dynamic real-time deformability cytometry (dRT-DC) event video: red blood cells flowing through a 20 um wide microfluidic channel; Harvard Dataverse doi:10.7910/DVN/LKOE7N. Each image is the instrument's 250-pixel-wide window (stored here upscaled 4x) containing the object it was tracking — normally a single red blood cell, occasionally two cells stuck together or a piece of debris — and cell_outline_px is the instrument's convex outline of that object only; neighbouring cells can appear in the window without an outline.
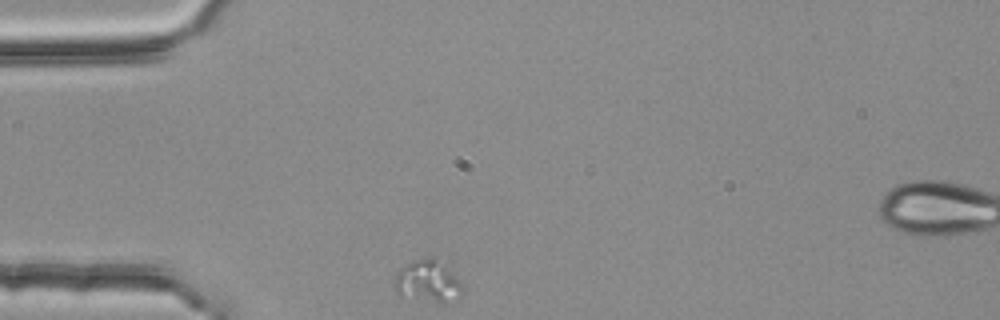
{"species": "common noctule bat (a hibernating species)", "species_latin": "Nyctalus noctula", "temperature_condition": "room temperature", "stored_images_in_passage": 2, "segment_of_instrument_passage": [1, 2], "camera_frame_rate_fps": 3000, "um_per_image_px": 0.085, "animal": {"sex": "female", "body_mass_g": 25.1}, "frame": {"image": 1, "passage_image": 1, "time_ms": 0.0, "image_size_px": [1000, 320], "cell_outline_px": [[464, 292], [456, 300], [436, 300], [400, 296], [396, 292], [396, 272], [400, 268], [412, 260], [428, 256], [432, 256], [444, 264], [464, 284]], "centroid_in_image_um": [36.4, 23.85], "position_along_channel_um": 48.6, "area_um2": 16.42}}